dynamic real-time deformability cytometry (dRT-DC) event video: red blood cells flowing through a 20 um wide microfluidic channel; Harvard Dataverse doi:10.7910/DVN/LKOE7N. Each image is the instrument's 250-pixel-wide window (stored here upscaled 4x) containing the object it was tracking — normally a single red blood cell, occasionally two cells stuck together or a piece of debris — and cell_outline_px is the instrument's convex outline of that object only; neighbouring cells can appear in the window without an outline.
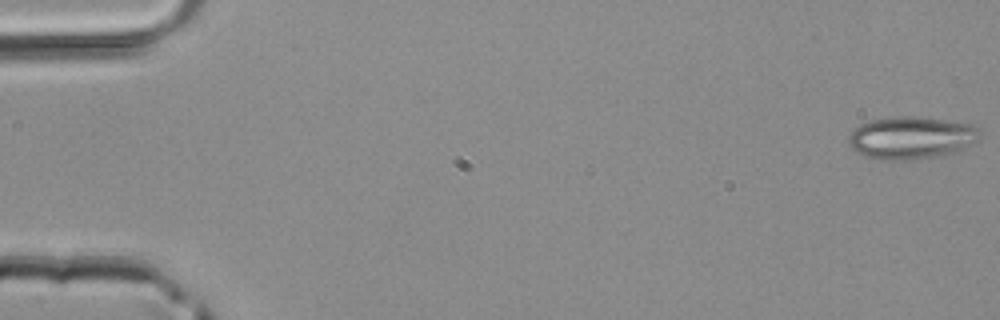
{"species": "common noctule bat (a hibernating species)", "species_latin": "Nyctalus noctula", "temperature_condition": "room temperature", "stored_images_in_passage": 5, "camera_frame_rate_fps": 3000, "um_per_image_px": 0.085, "animal": {"sex": "male", "body_mass_g": 20.4}, "frame": {"image": 1, "passage_image": 1, "time_ms": 0.0, "image_size_px": [1000, 320], "cell_outline_px": [[980, 140], [956, 152], [944, 156], [892, 160], [884, 160], [864, 156], [856, 152], [848, 144], [848, 136], [860, 124], [872, 120], [896, 116], [916, 116], [980, 124]], "centroid_in_image_um": [77.53, 11.69], "position_along_channel_um": 7.5, "area_um2": 33.0}}
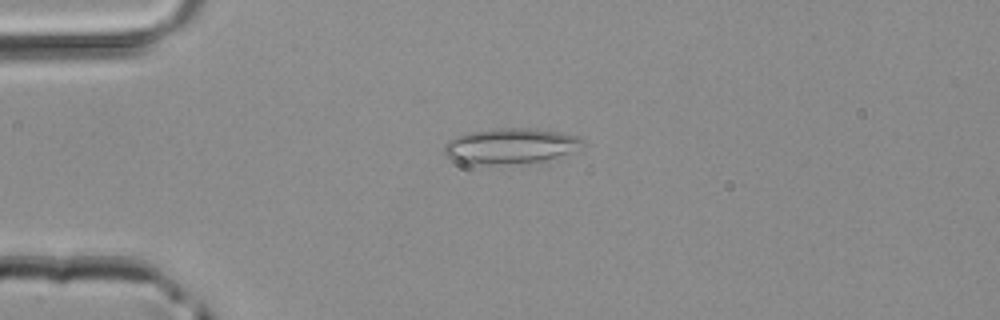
{"frame": {"image": 2, "passage_image": 4, "time_ms": 1.0, "image_size_px": [1000, 320], "cell_outline_px": [[584, 144], [576, 152], [544, 160], [492, 164], [472, 164], [452, 160], [444, 152], [444, 144], [448, 140], [456, 136], [468, 132], [496, 128], [528, 128], [560, 132], [576, 136], [584, 140]], "centroid_in_image_um": [43.39, 12.39], "position_along_channel_um": 41.6, "area_um2": 28.5}}